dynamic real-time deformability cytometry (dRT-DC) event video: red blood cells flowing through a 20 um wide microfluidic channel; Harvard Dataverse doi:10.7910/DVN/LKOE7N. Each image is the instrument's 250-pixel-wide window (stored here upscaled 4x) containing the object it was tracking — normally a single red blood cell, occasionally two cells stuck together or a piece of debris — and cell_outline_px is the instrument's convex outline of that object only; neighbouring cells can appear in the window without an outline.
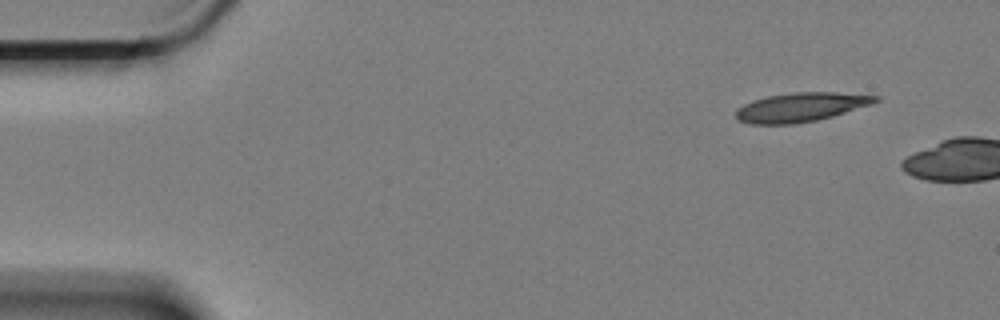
{"species": "Egyptian fruit bat (a non-hibernating species)", "species_latin": "Rousettus aegyptiacus", "temperature_condition": "cold", "stored_images_in_passage": 2, "camera_frame_rate_fps": 3000, "um_per_image_px": 0.085, "animal": {"sex": "female"}, "frame": {"image": 1, "passage_image": 1, "time_ms": 0.0, "image_size_px": [1000, 320], "cell_outline_px": [[880, 100], [872, 104], [832, 116], [816, 120], [792, 124], [748, 124], [740, 120], [736, 116], [736, 108], [744, 104], [768, 96], [796, 92], [836, 92], [880, 96]], "centroid_in_image_um": [68.09, 9.11], "position_along_channel_um": 16.9, "area_um2": 23.41}}